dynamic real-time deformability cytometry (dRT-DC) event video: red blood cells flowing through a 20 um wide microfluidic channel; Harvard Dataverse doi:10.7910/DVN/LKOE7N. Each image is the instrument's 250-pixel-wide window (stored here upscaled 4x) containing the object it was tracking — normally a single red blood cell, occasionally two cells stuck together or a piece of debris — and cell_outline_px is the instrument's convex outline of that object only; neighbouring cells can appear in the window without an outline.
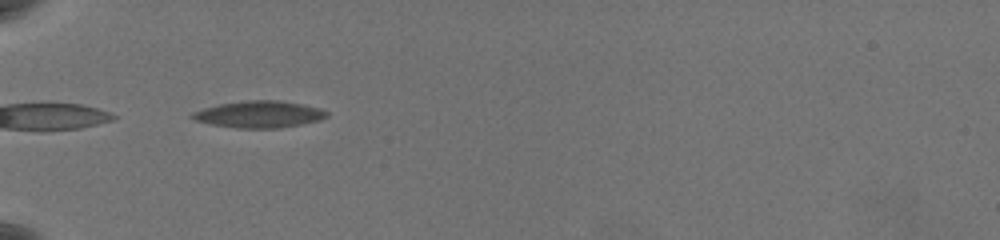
{"species": "common noctule bat (a hibernating species)", "species_latin": "Nyctalus noctula", "temperature_condition": "warm", "stored_images_in_passage": 41, "camera_frame_rate_fps": 3000, "um_per_image_px": 0.085, "animal": {"sex": "female", "body_mass_g": 19.5, "forearm_length_mm": 54.1}, "frame": {"image": 1, "passage_image": 1, "time_ms": 0.0, "image_size_px": [1000, 240], "cell_outline_px": [[328, 116], [320, 120], [280, 128], [236, 128], [212, 124], [196, 120], [188, 116], [192, 112], [204, 108], [220, 104], [252, 100], [276, 100], [300, 104], [320, 108], [328, 112]], "centroid_in_image_um": [22.03, 9.72], "position_along_channel_um": 63.0, "area_um2": 20.75}}
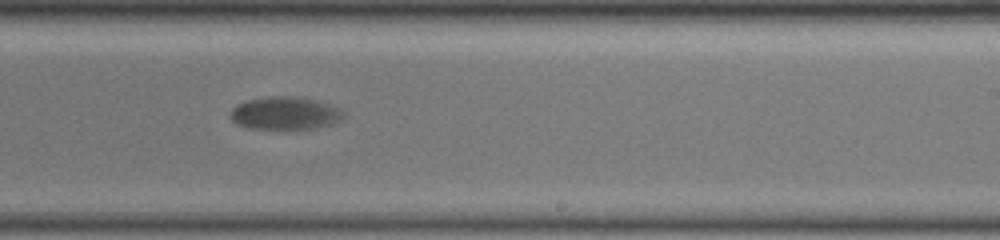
{"frame": {"image": 2, "passage_image": 20, "time_ms": 6.333, "image_size_px": [1000, 240], "cell_outline_px": [[340, 116], [336, 120], [328, 124], [316, 128], [284, 132], [248, 128], [236, 124], [228, 116], [232, 108], [236, 104], [248, 100], [272, 96], [292, 96], [312, 100], [336, 108], [340, 112]], "centroid_in_image_um": [24.05, 9.68], "position_along_channel_um": 265.0, "area_um2": 21.73}}
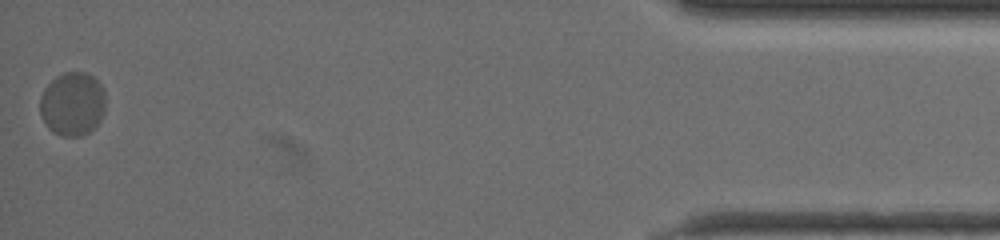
{"frame": {"image": 3, "passage_image": 41, "time_ms": 13.333, "image_size_px": [1000, 240], "cell_outline_px": [[104, 112], [100, 120], [88, 132], [80, 136], [60, 136], [52, 132], [48, 128], [40, 116], [40, 96], [44, 88], [56, 76], [64, 72], [84, 72], [92, 76], [100, 84], [104, 92]], "centroid_in_image_um": [6.13, 8.84], "position_along_channel_um": 429.1, "area_um2": 24.33}, "authors_computed_cell_mechanics": {"area_um2": 21.6172, "velocity_mm_per_s": 3.3984, "shape_relaxation_time_tau1_ms": 5.1478, "shape_relaxation_time_tau2_ms": null, "deformation_change_tau1": 0.1768, "deformation_change_tau2": null}}